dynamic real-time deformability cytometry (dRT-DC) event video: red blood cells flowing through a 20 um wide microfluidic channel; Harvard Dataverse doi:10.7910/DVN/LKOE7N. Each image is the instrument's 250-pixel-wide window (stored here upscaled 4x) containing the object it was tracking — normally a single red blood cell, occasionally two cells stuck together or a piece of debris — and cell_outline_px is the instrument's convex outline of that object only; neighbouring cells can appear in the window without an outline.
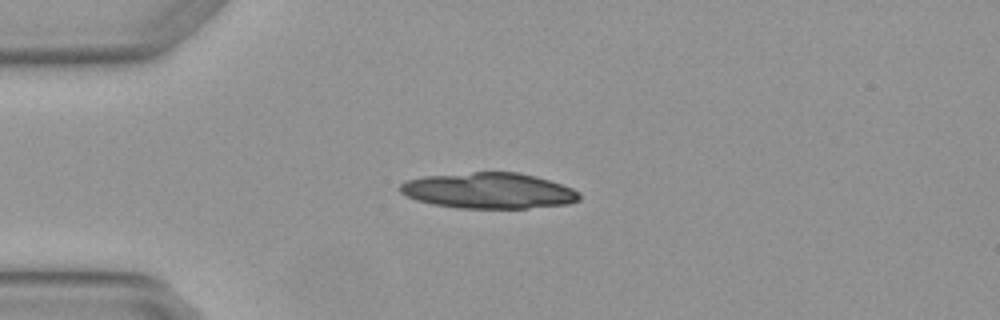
{"species": "Egyptian fruit bat (a non-hibernating species)", "species_latin": "Rousettus aegyptiacus", "temperature_condition": "warm", "stored_images_in_passage": 3, "camera_frame_rate_fps": 3000, "um_per_image_px": 0.085, "animal": {"sex": "female"}, "frame": {"image": 1, "passage_image": 3, "time_ms": 0.667, "image_size_px": [1000, 320], "cell_outline_px": [[580, 200], [568, 204], [528, 208], [456, 208], [432, 204], [416, 200], [400, 192], [400, 184], [408, 180], [424, 176], [472, 172], [520, 172], [536, 176], [572, 188], [580, 192]], "centroid_in_image_um": [41.56, 16.21], "position_along_channel_um": 43.4, "area_um2": 37.45}}